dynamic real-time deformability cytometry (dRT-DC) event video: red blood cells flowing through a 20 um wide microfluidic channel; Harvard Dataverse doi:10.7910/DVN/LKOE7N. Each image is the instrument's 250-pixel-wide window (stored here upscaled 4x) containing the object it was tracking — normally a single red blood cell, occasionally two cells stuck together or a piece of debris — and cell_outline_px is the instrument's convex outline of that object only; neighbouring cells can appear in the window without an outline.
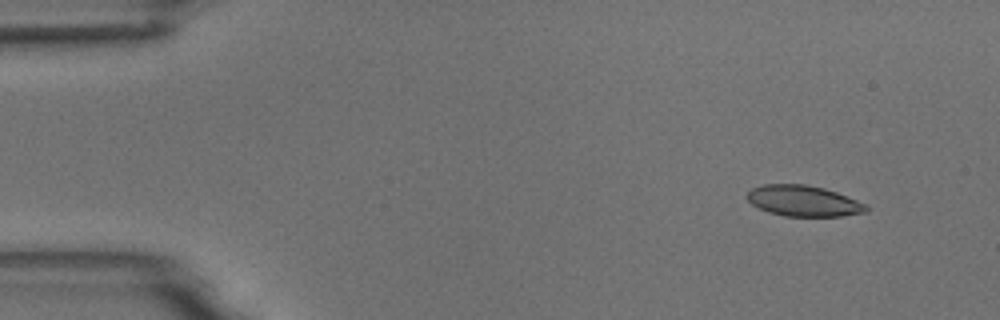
{"species": "common noctule bat (a hibernating species)", "species_latin": "Nyctalus noctula", "temperature_condition": "room temperature", "stored_images_in_passage": 4, "camera_frame_rate_fps": 3000, "um_per_image_px": 0.085, "animal": {"sex": "male", "body_mass_g": 18.8}, "frame": {"image": 1, "passage_image": 2, "time_ms": 1.0, "image_size_px": [1000, 320], "cell_outline_px": [[868, 212], [844, 216], [784, 216], [768, 212], [752, 204], [748, 200], [748, 192], [752, 188], [764, 184], [804, 184], [824, 188], [836, 192], [868, 204]], "centroid_in_image_um": [68.34, 17.08], "position_along_channel_um": 16.7, "area_um2": 21.44}}